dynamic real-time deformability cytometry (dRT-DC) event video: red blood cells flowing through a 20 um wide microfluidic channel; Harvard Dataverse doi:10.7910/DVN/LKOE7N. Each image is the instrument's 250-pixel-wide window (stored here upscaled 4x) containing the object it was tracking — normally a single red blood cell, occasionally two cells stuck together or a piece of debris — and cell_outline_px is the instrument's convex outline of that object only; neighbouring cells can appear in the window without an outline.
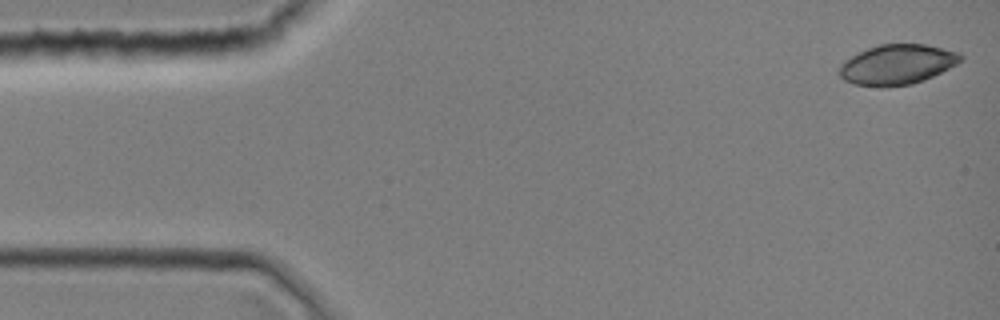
{"species": "common noctule bat (a hibernating species)", "species_latin": "Nyctalus noctula", "temperature_condition": "room temperature", "stored_images_in_passage": 37, "camera_frame_rate_fps": 3000, "um_per_image_px": 0.085, "animal": {"sex": "female", "body_mass_g": 19.0, "forearm_length_mm": 51.5}, "frame": {"image": 1, "passage_image": 1, "time_ms": 0.0, "image_size_px": [1000, 320], "cell_outline_px": [[964, 60], [924, 80], [912, 84], [888, 88], [880, 88], [856, 84], [844, 80], [840, 76], [840, 64], [844, 60], [868, 48], [880, 44], [924, 44], [960, 52], [964, 56]], "centroid_in_image_um": [76.27, 5.5], "position_along_channel_um": 8.7, "area_um2": 28.44}}
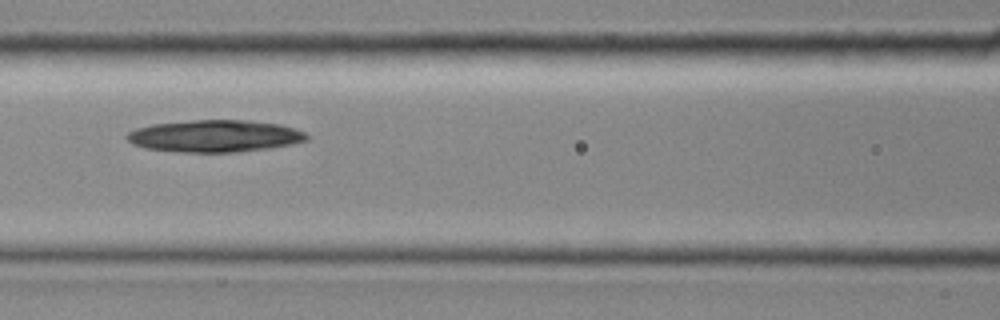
{"frame": {"image": 2, "passage_image": 16, "time_ms": 5.0, "image_size_px": [1000, 320], "cell_outline_px": [[308, 140], [292, 144], [268, 148], [240, 152], [176, 152], [144, 148], [132, 144], [124, 136], [128, 132], [136, 128], [152, 124], [192, 120], [248, 120], [280, 124], [304, 132], [308, 136]], "centroid_in_image_um": [18.22, 11.56], "position_along_channel_um": 148.4, "area_um2": 33.76}}
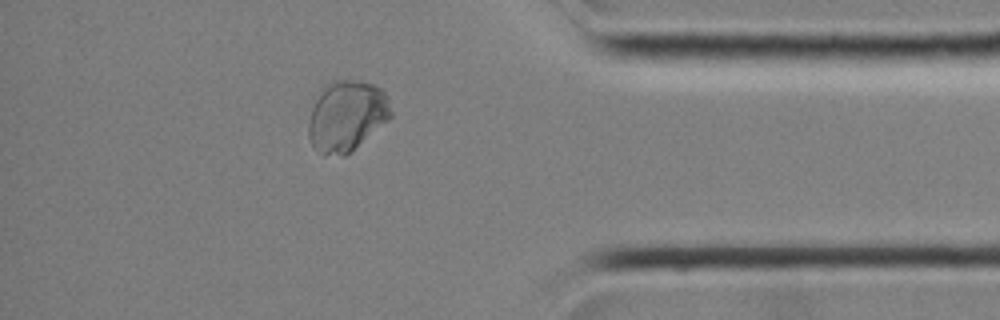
{"frame": {"image": 3, "passage_image": 32, "time_ms": 10.333, "image_size_px": [1000, 320], "cell_outline_px": [[392, 116], [388, 120], [352, 152], [344, 156], [324, 156], [312, 148], [308, 136], [308, 120], [312, 108], [320, 88], [332, 80], [360, 80], [372, 84], [380, 88], [384, 92], [388, 100], [392, 112]], "centroid_in_image_um": [29.43, 9.88], "position_along_channel_um": 405.8, "area_um2": 34.56}}